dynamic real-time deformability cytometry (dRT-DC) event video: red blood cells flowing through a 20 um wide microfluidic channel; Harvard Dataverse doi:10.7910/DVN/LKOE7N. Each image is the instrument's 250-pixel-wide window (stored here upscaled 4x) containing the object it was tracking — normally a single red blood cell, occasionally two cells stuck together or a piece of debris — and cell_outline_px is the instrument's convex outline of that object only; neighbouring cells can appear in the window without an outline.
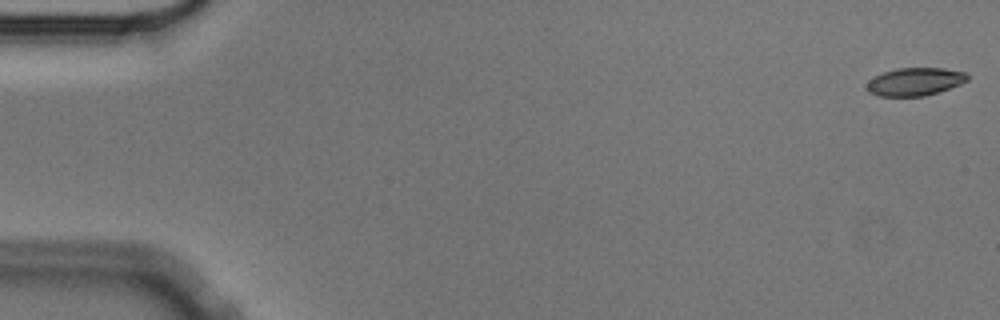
{"species": "Egyptian fruit bat (a non-hibernating species)", "species_latin": "Rousettus aegyptiacus", "temperature_condition": "cold", "stored_images_in_passage": 18, "camera_frame_rate_fps": 3000, "um_per_image_px": 0.085, "animal": {"sex": "male"}, "frame": {"image": 1, "passage_image": 1, "time_ms": 0.0, "image_size_px": [1000, 320], "cell_outline_px": [[968, 80], [960, 84], [924, 96], [880, 96], [868, 92], [864, 88], [868, 80], [884, 72], [896, 68], [944, 68], [964, 72], [968, 76]], "centroid_in_image_um": [77.72, 6.94], "position_along_channel_um": 7.3, "area_um2": 16.3}}
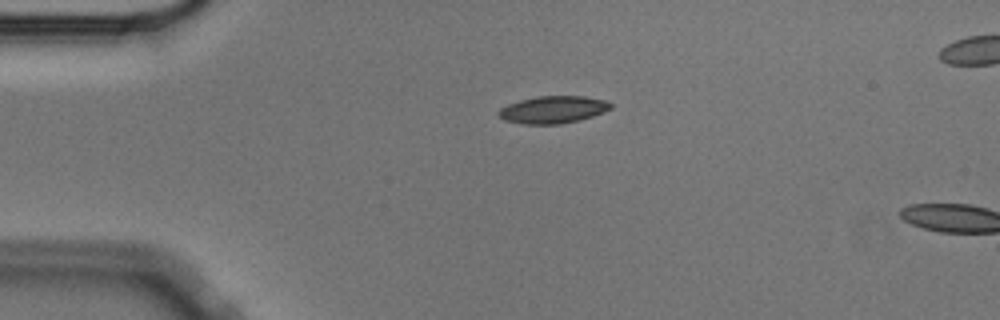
{"frame": {"image": 2, "passage_image": 13, "time_ms": 4.0, "image_size_px": [1000, 320], "cell_outline_px": [[612, 108], [604, 112], [580, 120], [560, 124], [524, 124], [504, 120], [496, 112], [500, 108], [508, 104], [520, 100], [536, 96], [584, 96], [604, 100], [612, 104]], "centroid_in_image_um": [47.0, 9.32], "position_along_channel_um": 38.0, "area_um2": 17.86}}